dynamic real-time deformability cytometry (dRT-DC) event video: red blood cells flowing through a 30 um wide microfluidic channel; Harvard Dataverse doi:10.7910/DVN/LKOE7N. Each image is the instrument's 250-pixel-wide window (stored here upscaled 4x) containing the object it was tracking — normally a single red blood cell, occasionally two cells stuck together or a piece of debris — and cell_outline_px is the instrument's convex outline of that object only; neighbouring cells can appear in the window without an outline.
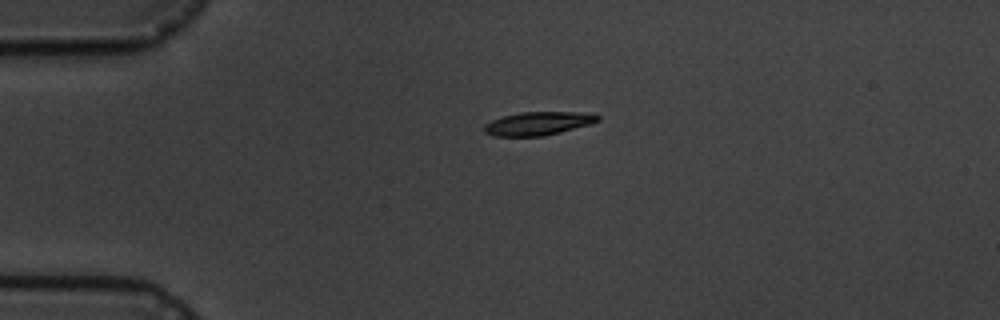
{"species": "common noctule bat (a hibernating species)", "species_latin": "Nyctalus noctula", "temperature_condition": "cold", "stored_images_in_passage": 2, "camera_frame_rate_fps": 3000, "um_per_image_px": 0.085, "animal": {"sex": "male", "body_mass_g": 19.5, "forearm_length_mm": 54.6}, "frame": {"image": 1, "passage_image": 1, "time_ms": 0.0, "image_size_px": [1000, 320], "cell_outline_px": [[600, 120], [592, 124], [544, 136], [492, 136], [484, 132], [484, 124], [492, 120], [504, 116], [520, 112], [576, 112], [600, 116]], "centroid_in_image_um": [45.72, 10.5], "position_along_channel_um": 39.3, "area_um2": 15.43}}